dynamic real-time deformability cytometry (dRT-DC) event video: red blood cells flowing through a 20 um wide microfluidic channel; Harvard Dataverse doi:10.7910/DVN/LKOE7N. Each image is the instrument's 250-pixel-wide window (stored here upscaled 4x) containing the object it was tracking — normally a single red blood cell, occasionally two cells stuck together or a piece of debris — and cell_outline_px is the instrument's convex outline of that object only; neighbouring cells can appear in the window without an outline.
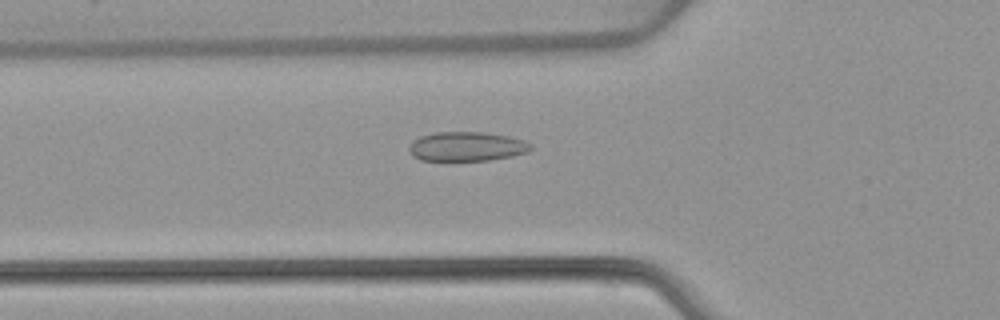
{"species": "common noctule bat (a hibernating species)", "species_latin": "Nyctalus noctula", "temperature_condition": "warm", "stored_images_in_passage": 53, "camera_frame_rate_fps": 3000, "um_per_image_px": 0.085, "animal": {"sex": "female", "body_mass_g": 22.7, "forearm_length_mm": 54.2}, "frame": {"image": 1, "passage_image": 19, "time_ms": 6.0, "image_size_px": [1000, 320], "cell_outline_px": [[532, 148], [528, 152], [512, 156], [488, 160], [420, 160], [412, 156], [408, 148], [412, 140], [420, 136], [436, 132], [484, 132], [508, 136], [524, 140], [532, 144]], "centroid_in_image_um": [39.66, 12.44], "position_along_channel_um": 86.1, "area_um2": 20.87}}
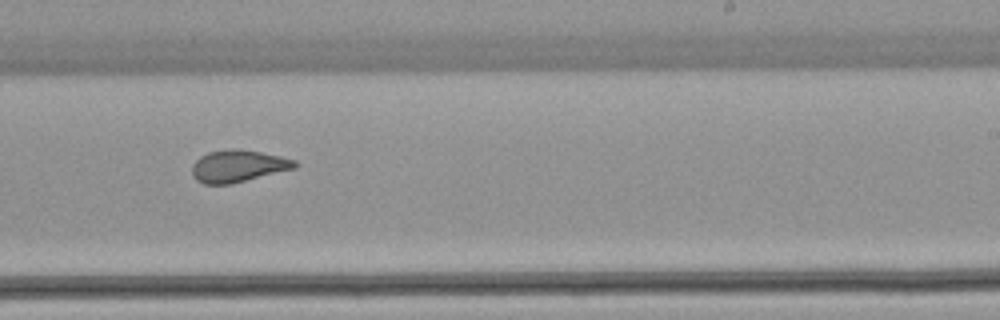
{"frame": {"image": 2, "passage_image": 33, "time_ms": 10.667, "image_size_px": [1000, 320], "cell_outline_px": [[300, 164], [296, 168], [232, 184], [204, 184], [196, 180], [192, 176], [192, 164], [200, 156], [208, 152], [232, 148], [236, 148], [260, 152], [280, 156], [296, 160]], "centroid_in_image_um": [20.24, 14.12], "position_along_channel_um": 268.8, "area_um2": 19.42}}
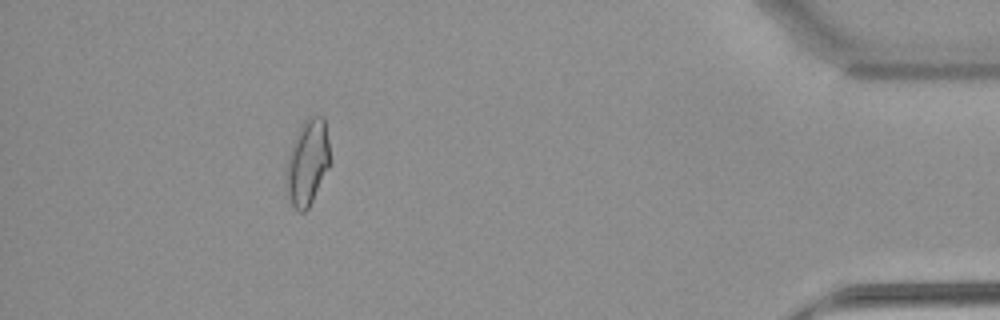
{"frame": {"image": 3, "passage_image": 48, "time_ms": 15.667, "image_size_px": [1000, 320], "cell_outline_px": [[328, 168], [308, 208], [304, 212], [300, 212], [292, 204], [288, 196], [288, 156], [292, 144], [300, 124], [308, 116], [324, 116], [328, 140]], "centroid_in_image_um": [26.14, 13.74], "position_along_channel_um": 409.1, "area_um2": 21.04}, "authors_computed_cell_mechanics": {"area_um2": 20.519, "velocity_mm_per_s": 3.9072, "shape_relaxation_time_tau1_ms": null, "shape_relaxation_time_tau2_ms": 1.2566, "deformation_change_tau1": null, "deformation_change_tau2": 0.0741}}